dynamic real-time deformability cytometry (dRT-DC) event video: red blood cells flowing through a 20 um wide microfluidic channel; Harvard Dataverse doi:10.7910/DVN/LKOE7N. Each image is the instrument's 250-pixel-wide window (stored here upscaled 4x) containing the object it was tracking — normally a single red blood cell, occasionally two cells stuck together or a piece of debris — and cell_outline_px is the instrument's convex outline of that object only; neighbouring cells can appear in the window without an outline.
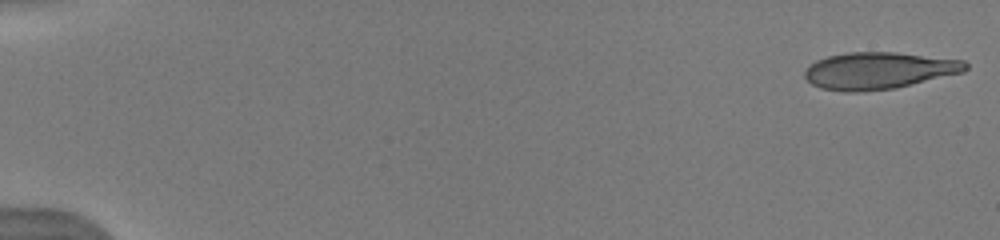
{"species": "human", "species_latin": "Homo sapiens", "temperature_condition": "warm", "stored_images_in_passage": 12, "camera_frame_rate_fps": 3000, "um_per_image_px": 0.085, "donor": {"sex": "male"}, "frame": {"image": 1, "passage_image": 1, "time_ms": 0.0, "image_size_px": [1000, 240], "cell_outline_px": [[968, 68], [964, 72], [896, 88], [856, 92], [844, 92], [820, 88], [812, 84], [804, 76], [804, 72], [816, 60], [828, 56], [848, 52], [896, 52], [964, 60], [968, 64]], "centroid_in_image_um": [74.71, 6.0], "position_along_channel_um": 10.3, "area_um2": 34.62}}
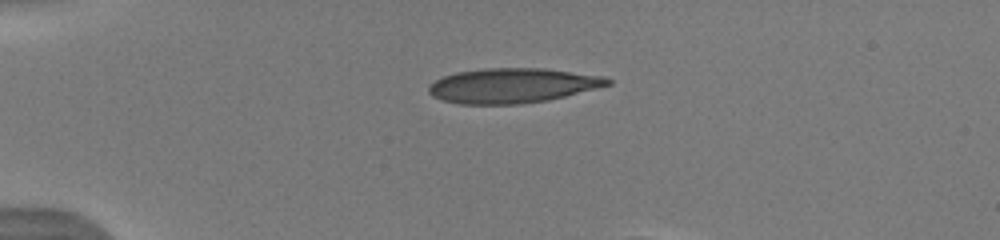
{"frame": {"image": 2, "passage_image": 6, "time_ms": 4.0, "image_size_px": [1000, 240], "cell_outline_px": [[612, 84], [548, 100], [520, 104], [460, 104], [444, 100], [432, 96], [428, 92], [428, 88], [436, 80], [444, 76], [456, 72], [484, 68], [544, 68], [604, 76], [612, 80]], "centroid_in_image_um": [43.57, 7.27], "position_along_channel_um": 41.4, "area_um2": 36.13}}